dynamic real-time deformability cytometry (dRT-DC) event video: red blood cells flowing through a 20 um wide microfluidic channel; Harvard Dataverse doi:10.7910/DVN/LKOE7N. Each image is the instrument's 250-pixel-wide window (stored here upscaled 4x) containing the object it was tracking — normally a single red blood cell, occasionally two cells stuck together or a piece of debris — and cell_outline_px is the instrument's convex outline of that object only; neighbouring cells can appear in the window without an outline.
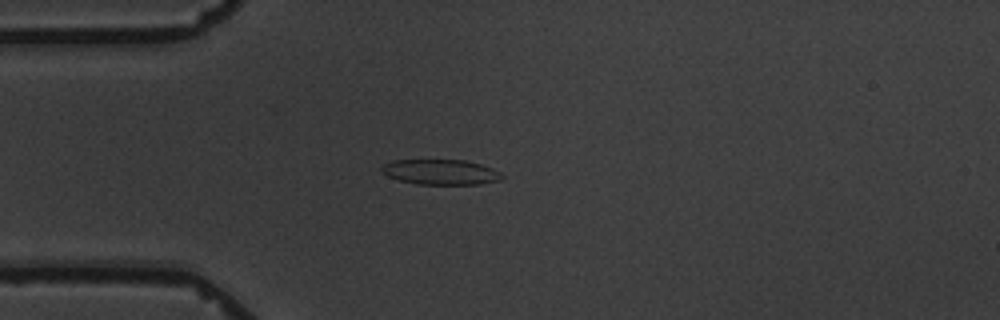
{"species": "common noctule bat (a hibernating species)", "species_latin": "Nyctalus noctula", "temperature_condition": "warm", "stored_images_in_passage": 4, "camera_frame_rate_fps": 3000, "um_per_image_px": 0.085, "animal": {"sex": "male", "body_mass_g": 19.5, "forearm_length_mm": 54.6}, "frame": {"image": 1, "passage_image": 4, "time_ms": 3.667, "image_size_px": [1000, 320], "cell_outline_px": [[504, 176], [500, 180], [480, 184], [416, 184], [396, 180], [388, 176], [380, 168], [384, 164], [392, 160], [464, 160], [480, 164], [492, 168], [500, 172]], "centroid_in_image_um": [37.45, 14.63], "position_along_channel_um": 47.6, "area_um2": 17.69}}